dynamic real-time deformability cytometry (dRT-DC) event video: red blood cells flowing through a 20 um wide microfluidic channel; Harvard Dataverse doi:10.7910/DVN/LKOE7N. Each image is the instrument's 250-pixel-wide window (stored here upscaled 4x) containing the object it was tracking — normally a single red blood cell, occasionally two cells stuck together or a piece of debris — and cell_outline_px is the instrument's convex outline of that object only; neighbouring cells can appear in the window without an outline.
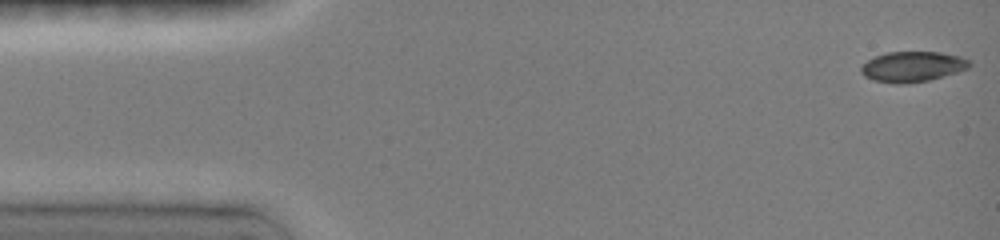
{"species": "common noctule bat (a hibernating species)", "species_latin": "Nyctalus noctula", "temperature_condition": "room temperature", "stored_images_in_passage": 47, "camera_frame_rate_fps": 3000, "um_per_image_px": 0.085, "animal": {"sex": "female", "body_mass_g": 19.0, "forearm_length_mm": 51.5}, "frame": {"image": 1, "passage_image": 1, "time_ms": 0.0, "image_size_px": [1000, 240], "cell_outline_px": [[972, 64], [968, 68], [956, 72], [928, 80], [904, 84], [896, 84], [872, 80], [864, 76], [860, 72], [860, 68], [868, 60], [876, 56], [888, 52], [940, 52], [960, 56], [972, 60]], "centroid_in_image_um": [77.57, 5.66], "position_along_channel_um": 7.4, "area_um2": 19.19}}
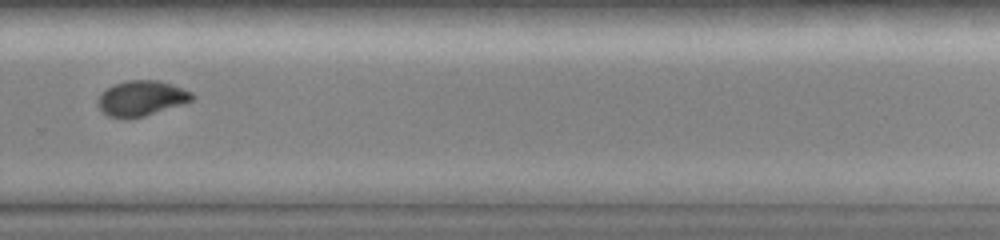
{"frame": {"image": 2, "passage_image": 33, "time_ms": 10.667, "image_size_px": [1000, 240], "cell_outline_px": [[196, 96], [192, 100], [144, 116], [128, 120], [124, 120], [108, 116], [96, 104], [100, 92], [116, 84], [128, 80], [160, 80], [172, 84], [192, 92]], "centroid_in_image_um": [11.99, 8.36], "position_along_channel_um": 317.8, "area_um2": 19.42}}
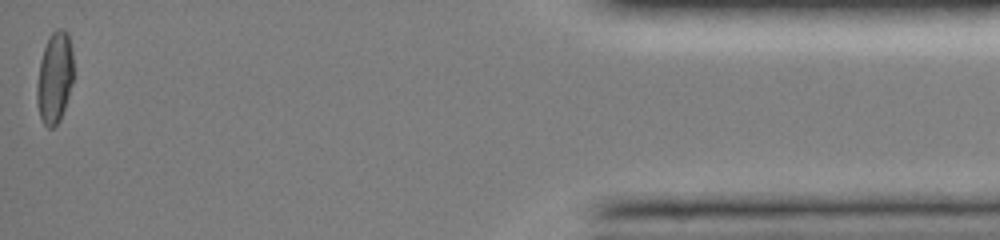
{"frame": {"image": 3, "passage_image": 47, "time_ms": 15.333, "image_size_px": [1000, 240], "cell_outline_px": [[72, 80], [68, 96], [60, 120], [52, 128], [48, 128], [44, 124], [40, 116], [36, 100], [36, 88], [40, 60], [48, 36], [56, 28], [64, 28], [68, 32], [72, 48]], "centroid_in_image_um": [4.63, 6.55], "position_along_channel_um": 430.6, "area_um2": 19.48}, "authors_computed_cell_mechanics": {"area_um2": 19.4208, "velocity_mm_per_s": 4.0312, "shape_relaxation_time_tau1_ms": 5.8349, "shape_relaxation_time_tau2_ms": null, "deformation_change_tau1": 0.1592, "deformation_change_tau2": null}}